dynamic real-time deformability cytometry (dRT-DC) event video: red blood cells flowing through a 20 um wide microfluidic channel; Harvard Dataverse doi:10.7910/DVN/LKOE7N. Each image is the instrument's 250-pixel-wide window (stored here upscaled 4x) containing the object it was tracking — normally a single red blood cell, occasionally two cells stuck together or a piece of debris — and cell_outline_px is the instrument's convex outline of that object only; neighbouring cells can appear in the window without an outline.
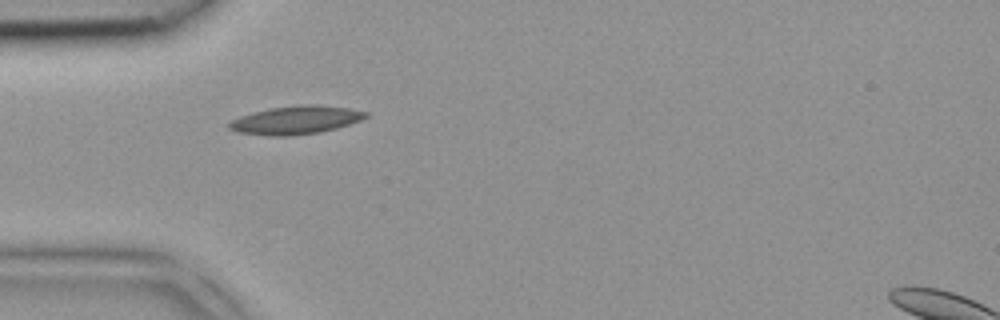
{"species": "common noctule bat (a hibernating species)", "species_latin": "Nyctalus noctula", "temperature_condition": "room temperature", "stored_images_in_passage": 4, "camera_frame_rate_fps": 3000, "um_per_image_px": 0.085, "animal": {"sex": "female", "body_mass_g": 18.4}, "frame": {"image": 1, "passage_image": 2, "time_ms": 0.333, "image_size_px": [1000, 320], "cell_outline_px": [[368, 116], [360, 120], [336, 128], [320, 132], [292, 136], [272, 136], [236, 132], [228, 128], [228, 124], [232, 120], [240, 116], [252, 112], [268, 108], [300, 104], [316, 104], [348, 108], [368, 112]], "centroid_in_image_um": [25.11, 10.2], "position_along_channel_um": 59.9, "area_um2": 22.6}}